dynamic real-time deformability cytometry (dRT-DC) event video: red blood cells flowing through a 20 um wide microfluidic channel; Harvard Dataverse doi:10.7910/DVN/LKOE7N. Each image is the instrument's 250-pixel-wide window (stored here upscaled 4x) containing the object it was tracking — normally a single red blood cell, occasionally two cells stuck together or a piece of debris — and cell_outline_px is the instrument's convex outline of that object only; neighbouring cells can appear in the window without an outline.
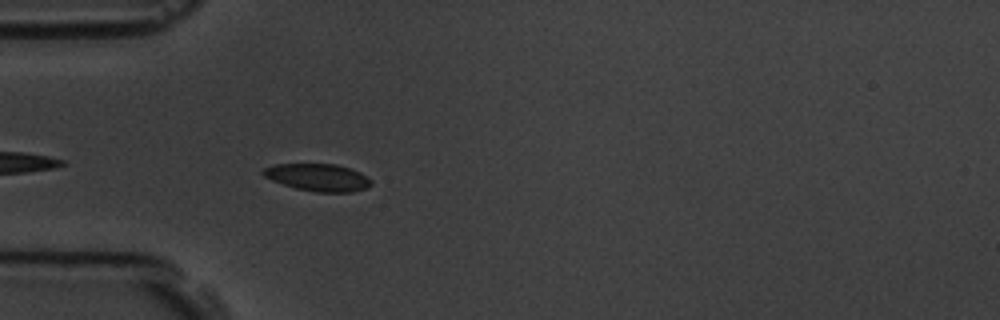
{"species": "common noctule bat (a hibernating species)", "species_latin": "Nyctalus noctula", "temperature_condition": "room temperature", "stored_images_in_passage": 4, "camera_frame_rate_fps": 3000, "um_per_image_px": 0.085, "animal": {"sex": "male", "body_mass_g": 19.5, "forearm_length_mm": 54.6}, "frame": {"image": 1, "passage_image": 4, "time_ms": 3.333, "image_size_px": [1000, 320], "cell_outline_px": [[372, 184], [368, 188], [352, 192], [316, 192], [296, 188], [272, 180], [264, 176], [260, 172], [264, 168], [272, 164], [336, 164], [360, 172], [372, 180]], "centroid_in_image_um": [27.03, 15.08], "position_along_channel_um": 58.0, "area_um2": 17.22}}